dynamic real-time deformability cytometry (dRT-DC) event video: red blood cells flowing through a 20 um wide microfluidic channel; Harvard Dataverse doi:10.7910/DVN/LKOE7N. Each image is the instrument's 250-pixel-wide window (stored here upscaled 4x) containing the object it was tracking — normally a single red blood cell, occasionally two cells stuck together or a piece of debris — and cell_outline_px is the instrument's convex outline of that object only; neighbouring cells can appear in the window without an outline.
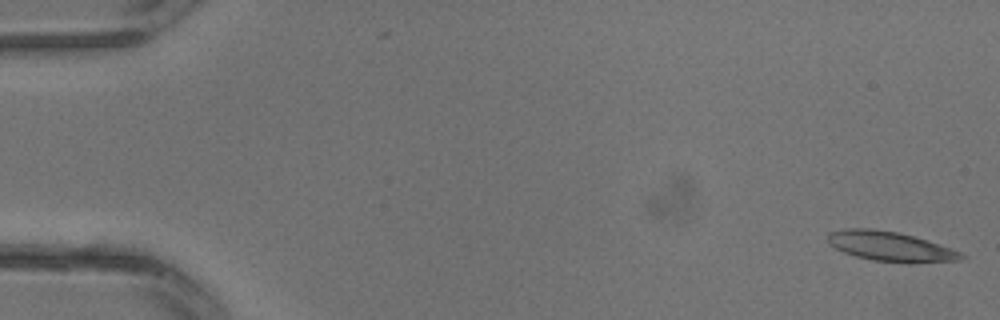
{"species": "common noctule bat (a hibernating species)", "species_latin": "Nyctalus noctula", "temperature_condition": "warm", "stored_images_in_passage": 3, "camera_frame_rate_fps": 3000, "um_per_image_px": 0.085, "animal": {"sex": "male", "body_mass_g": 13.3}, "frame": {"image": 1, "passage_image": 1, "time_ms": 0.0, "image_size_px": [1000, 320], "cell_outline_px": [[968, 256], [964, 260], [908, 264], [872, 260], [856, 256], [844, 252], [836, 248], [828, 240], [828, 232], [844, 228], [872, 228], [896, 232], [928, 240], [952, 248]], "centroid_in_image_um": [75.76, 20.96], "position_along_channel_um": 9.2, "area_um2": 23.41}}
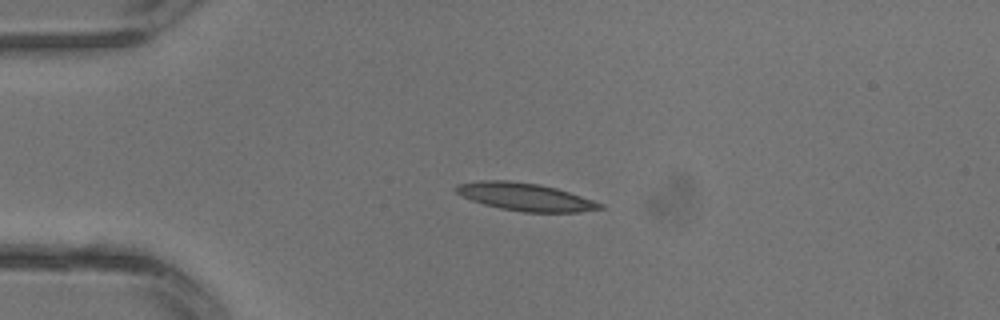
{"frame": {"image": 2, "passage_image": 3, "time_ms": 0.667, "image_size_px": [1000, 320], "cell_outline_px": [[604, 208], [580, 212], [524, 212], [500, 208], [484, 204], [472, 200], [456, 192], [452, 188], [456, 184], [480, 180], [508, 180], [540, 184], [556, 188], [604, 204]], "centroid_in_image_um": [44.62, 16.72], "position_along_channel_um": 40.4, "area_um2": 23.18}}